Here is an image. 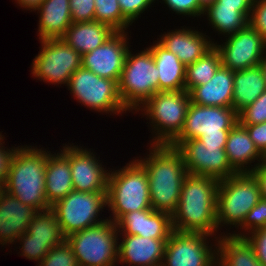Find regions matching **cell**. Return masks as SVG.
Segmentation results:
<instances>
[{"label":"cell","instance_id":"1","mask_svg":"<svg viewBox=\"0 0 266 266\" xmlns=\"http://www.w3.org/2000/svg\"><path fill=\"white\" fill-rule=\"evenodd\" d=\"M218 184L219 180L213 177L187 174L181 188L177 210L172 215L174 231L204 233L211 235L210 238L213 237L212 243L218 241Z\"/></svg>","mask_w":266,"mask_h":266},{"label":"cell","instance_id":"2","mask_svg":"<svg viewBox=\"0 0 266 266\" xmlns=\"http://www.w3.org/2000/svg\"><path fill=\"white\" fill-rule=\"evenodd\" d=\"M146 156L136 157L149 180L151 208L173 215L177 210L186 166L179 151L168 144H149ZM139 158V159H138Z\"/></svg>","mask_w":266,"mask_h":266},{"label":"cell","instance_id":"3","mask_svg":"<svg viewBox=\"0 0 266 266\" xmlns=\"http://www.w3.org/2000/svg\"><path fill=\"white\" fill-rule=\"evenodd\" d=\"M47 148L18 146L15 151L4 190L37 212L51 208L45 195Z\"/></svg>","mask_w":266,"mask_h":266},{"label":"cell","instance_id":"4","mask_svg":"<svg viewBox=\"0 0 266 266\" xmlns=\"http://www.w3.org/2000/svg\"><path fill=\"white\" fill-rule=\"evenodd\" d=\"M107 208L111 211L107 218L114 223L126 213L152 209L148 174L136 158L117 170L110 168Z\"/></svg>","mask_w":266,"mask_h":266},{"label":"cell","instance_id":"5","mask_svg":"<svg viewBox=\"0 0 266 266\" xmlns=\"http://www.w3.org/2000/svg\"><path fill=\"white\" fill-rule=\"evenodd\" d=\"M190 103L186 90L157 92L136 110L149 120L150 144L169 145L180 134Z\"/></svg>","mask_w":266,"mask_h":266},{"label":"cell","instance_id":"6","mask_svg":"<svg viewBox=\"0 0 266 266\" xmlns=\"http://www.w3.org/2000/svg\"><path fill=\"white\" fill-rule=\"evenodd\" d=\"M260 199L259 184L251 172L236 173L219 180L216 204L218 231L230 226L226 232L219 233L231 234L229 229L239 228L247 213Z\"/></svg>","mask_w":266,"mask_h":266},{"label":"cell","instance_id":"7","mask_svg":"<svg viewBox=\"0 0 266 266\" xmlns=\"http://www.w3.org/2000/svg\"><path fill=\"white\" fill-rule=\"evenodd\" d=\"M132 52L130 49L127 52L118 81V93L124 107L134 114L159 92V80L151 51L146 47L137 53Z\"/></svg>","mask_w":266,"mask_h":266},{"label":"cell","instance_id":"8","mask_svg":"<svg viewBox=\"0 0 266 266\" xmlns=\"http://www.w3.org/2000/svg\"><path fill=\"white\" fill-rule=\"evenodd\" d=\"M118 228L107 219L66 237L79 266H116L118 264Z\"/></svg>","mask_w":266,"mask_h":266},{"label":"cell","instance_id":"9","mask_svg":"<svg viewBox=\"0 0 266 266\" xmlns=\"http://www.w3.org/2000/svg\"><path fill=\"white\" fill-rule=\"evenodd\" d=\"M67 87L77 103L93 112L121 116L128 113L119 97L118 83L115 80L99 77L81 67L72 74Z\"/></svg>","mask_w":266,"mask_h":266},{"label":"cell","instance_id":"10","mask_svg":"<svg viewBox=\"0 0 266 266\" xmlns=\"http://www.w3.org/2000/svg\"><path fill=\"white\" fill-rule=\"evenodd\" d=\"M105 208H107V193L73 190L65 198L55 202L50 209L67 237L107 220L108 218L102 219L100 216Z\"/></svg>","mask_w":266,"mask_h":266},{"label":"cell","instance_id":"11","mask_svg":"<svg viewBox=\"0 0 266 266\" xmlns=\"http://www.w3.org/2000/svg\"><path fill=\"white\" fill-rule=\"evenodd\" d=\"M39 41L41 49L31 64L32 77L56 86H67L72 74L82 67V55L62 39Z\"/></svg>","mask_w":266,"mask_h":266},{"label":"cell","instance_id":"12","mask_svg":"<svg viewBox=\"0 0 266 266\" xmlns=\"http://www.w3.org/2000/svg\"><path fill=\"white\" fill-rule=\"evenodd\" d=\"M210 236L173 231L166 242L161 266H217L218 242L210 243Z\"/></svg>","mask_w":266,"mask_h":266},{"label":"cell","instance_id":"13","mask_svg":"<svg viewBox=\"0 0 266 266\" xmlns=\"http://www.w3.org/2000/svg\"><path fill=\"white\" fill-rule=\"evenodd\" d=\"M237 123L238 113L232 107L201 106L191 102L183 129L169 145L175 147L180 141L198 139L203 134H229Z\"/></svg>","mask_w":266,"mask_h":266},{"label":"cell","instance_id":"14","mask_svg":"<svg viewBox=\"0 0 266 266\" xmlns=\"http://www.w3.org/2000/svg\"><path fill=\"white\" fill-rule=\"evenodd\" d=\"M63 145L59 150L70 161L73 189L81 192L107 193L110 170L102 164L100 156L97 157L93 149L78 144Z\"/></svg>","mask_w":266,"mask_h":266},{"label":"cell","instance_id":"15","mask_svg":"<svg viewBox=\"0 0 266 266\" xmlns=\"http://www.w3.org/2000/svg\"><path fill=\"white\" fill-rule=\"evenodd\" d=\"M226 37L223 43L214 42L221 56V66L239 71L260 64L266 40L250 25Z\"/></svg>","mask_w":266,"mask_h":266},{"label":"cell","instance_id":"16","mask_svg":"<svg viewBox=\"0 0 266 266\" xmlns=\"http://www.w3.org/2000/svg\"><path fill=\"white\" fill-rule=\"evenodd\" d=\"M175 148L188 174L223 180L237 173L228 162L225 147H206L198 139H189L180 141Z\"/></svg>","mask_w":266,"mask_h":266},{"label":"cell","instance_id":"17","mask_svg":"<svg viewBox=\"0 0 266 266\" xmlns=\"http://www.w3.org/2000/svg\"><path fill=\"white\" fill-rule=\"evenodd\" d=\"M128 31L115 32L100 47L82 55V67L97 76L115 80L120 79L127 52L131 47Z\"/></svg>","mask_w":266,"mask_h":266},{"label":"cell","instance_id":"18","mask_svg":"<svg viewBox=\"0 0 266 266\" xmlns=\"http://www.w3.org/2000/svg\"><path fill=\"white\" fill-rule=\"evenodd\" d=\"M181 28L161 33L157 41L188 66L210 51L214 47V41L203 31L195 30V27Z\"/></svg>","mask_w":266,"mask_h":266},{"label":"cell","instance_id":"19","mask_svg":"<svg viewBox=\"0 0 266 266\" xmlns=\"http://www.w3.org/2000/svg\"><path fill=\"white\" fill-rule=\"evenodd\" d=\"M116 225L119 235H138L152 239H168L174 231L172 216L154 209L126 213Z\"/></svg>","mask_w":266,"mask_h":266},{"label":"cell","instance_id":"20","mask_svg":"<svg viewBox=\"0 0 266 266\" xmlns=\"http://www.w3.org/2000/svg\"><path fill=\"white\" fill-rule=\"evenodd\" d=\"M118 240L121 241H118V263L121 265H162L168 239H152L138 235H119Z\"/></svg>","mask_w":266,"mask_h":266},{"label":"cell","instance_id":"21","mask_svg":"<svg viewBox=\"0 0 266 266\" xmlns=\"http://www.w3.org/2000/svg\"><path fill=\"white\" fill-rule=\"evenodd\" d=\"M36 213L34 208L4 190L0 198V245H16Z\"/></svg>","mask_w":266,"mask_h":266},{"label":"cell","instance_id":"22","mask_svg":"<svg viewBox=\"0 0 266 266\" xmlns=\"http://www.w3.org/2000/svg\"><path fill=\"white\" fill-rule=\"evenodd\" d=\"M225 152L229 164L237 173L251 172L264 160L246 127L239 122L229 132Z\"/></svg>","mask_w":266,"mask_h":266},{"label":"cell","instance_id":"23","mask_svg":"<svg viewBox=\"0 0 266 266\" xmlns=\"http://www.w3.org/2000/svg\"><path fill=\"white\" fill-rule=\"evenodd\" d=\"M234 71L220 66L206 84L194 87L191 102L201 106L232 107Z\"/></svg>","mask_w":266,"mask_h":266},{"label":"cell","instance_id":"24","mask_svg":"<svg viewBox=\"0 0 266 266\" xmlns=\"http://www.w3.org/2000/svg\"><path fill=\"white\" fill-rule=\"evenodd\" d=\"M34 12L39 15V40L61 39L73 23L69 0H44Z\"/></svg>","mask_w":266,"mask_h":266},{"label":"cell","instance_id":"25","mask_svg":"<svg viewBox=\"0 0 266 266\" xmlns=\"http://www.w3.org/2000/svg\"><path fill=\"white\" fill-rule=\"evenodd\" d=\"M157 67L159 92L186 90V66L158 41L147 47Z\"/></svg>","mask_w":266,"mask_h":266},{"label":"cell","instance_id":"26","mask_svg":"<svg viewBox=\"0 0 266 266\" xmlns=\"http://www.w3.org/2000/svg\"><path fill=\"white\" fill-rule=\"evenodd\" d=\"M73 183L70 161L58 151L53 154L47 150V165L45 170V195L52 206L58 200L72 192Z\"/></svg>","mask_w":266,"mask_h":266},{"label":"cell","instance_id":"27","mask_svg":"<svg viewBox=\"0 0 266 266\" xmlns=\"http://www.w3.org/2000/svg\"><path fill=\"white\" fill-rule=\"evenodd\" d=\"M114 33L109 26L98 21L77 22L71 24L61 39L84 55L100 47Z\"/></svg>","mask_w":266,"mask_h":266},{"label":"cell","instance_id":"28","mask_svg":"<svg viewBox=\"0 0 266 266\" xmlns=\"http://www.w3.org/2000/svg\"><path fill=\"white\" fill-rule=\"evenodd\" d=\"M217 242V266H265L246 237L220 234Z\"/></svg>","mask_w":266,"mask_h":266},{"label":"cell","instance_id":"29","mask_svg":"<svg viewBox=\"0 0 266 266\" xmlns=\"http://www.w3.org/2000/svg\"><path fill=\"white\" fill-rule=\"evenodd\" d=\"M232 108L239 113L254 103L266 90V81L260 65L234 71Z\"/></svg>","mask_w":266,"mask_h":266},{"label":"cell","instance_id":"30","mask_svg":"<svg viewBox=\"0 0 266 266\" xmlns=\"http://www.w3.org/2000/svg\"><path fill=\"white\" fill-rule=\"evenodd\" d=\"M251 9L252 7H217L213 3L204 9L202 17L206 16L210 28L218 36L226 37L249 25Z\"/></svg>","mask_w":266,"mask_h":266},{"label":"cell","instance_id":"31","mask_svg":"<svg viewBox=\"0 0 266 266\" xmlns=\"http://www.w3.org/2000/svg\"><path fill=\"white\" fill-rule=\"evenodd\" d=\"M32 240L46 241L52 248L66 241L61 225L51 209L37 212L26 231Z\"/></svg>","mask_w":266,"mask_h":266},{"label":"cell","instance_id":"32","mask_svg":"<svg viewBox=\"0 0 266 266\" xmlns=\"http://www.w3.org/2000/svg\"><path fill=\"white\" fill-rule=\"evenodd\" d=\"M220 66L221 56L213 47L203 57L186 66V91L189 93L194 87L208 83Z\"/></svg>","mask_w":266,"mask_h":266},{"label":"cell","instance_id":"33","mask_svg":"<svg viewBox=\"0 0 266 266\" xmlns=\"http://www.w3.org/2000/svg\"><path fill=\"white\" fill-rule=\"evenodd\" d=\"M95 21L109 26L115 32H124L132 25L123 15L118 0H94Z\"/></svg>","mask_w":266,"mask_h":266},{"label":"cell","instance_id":"34","mask_svg":"<svg viewBox=\"0 0 266 266\" xmlns=\"http://www.w3.org/2000/svg\"><path fill=\"white\" fill-rule=\"evenodd\" d=\"M240 228L232 231V236L246 237L251 232L266 227V199L261 198L258 203L247 213Z\"/></svg>","mask_w":266,"mask_h":266},{"label":"cell","instance_id":"35","mask_svg":"<svg viewBox=\"0 0 266 266\" xmlns=\"http://www.w3.org/2000/svg\"><path fill=\"white\" fill-rule=\"evenodd\" d=\"M38 266H79L76 256L67 241L52 247Z\"/></svg>","mask_w":266,"mask_h":266},{"label":"cell","instance_id":"36","mask_svg":"<svg viewBox=\"0 0 266 266\" xmlns=\"http://www.w3.org/2000/svg\"><path fill=\"white\" fill-rule=\"evenodd\" d=\"M17 242L21 245V247L18 245L21 251L20 256L26 257L31 261L34 260L38 264L51 249L46 241L32 240V237L27 232L23 233L17 239Z\"/></svg>","mask_w":266,"mask_h":266},{"label":"cell","instance_id":"37","mask_svg":"<svg viewBox=\"0 0 266 266\" xmlns=\"http://www.w3.org/2000/svg\"><path fill=\"white\" fill-rule=\"evenodd\" d=\"M238 122L242 126L266 122V90L254 103L238 113Z\"/></svg>","mask_w":266,"mask_h":266},{"label":"cell","instance_id":"38","mask_svg":"<svg viewBox=\"0 0 266 266\" xmlns=\"http://www.w3.org/2000/svg\"><path fill=\"white\" fill-rule=\"evenodd\" d=\"M159 2V0H156ZM164 3L172 14L175 12L177 15L201 18L204 12V8L200 5L199 0H161L160 3Z\"/></svg>","mask_w":266,"mask_h":266},{"label":"cell","instance_id":"39","mask_svg":"<svg viewBox=\"0 0 266 266\" xmlns=\"http://www.w3.org/2000/svg\"><path fill=\"white\" fill-rule=\"evenodd\" d=\"M156 0H118L122 15L132 24L141 14L148 11Z\"/></svg>","mask_w":266,"mask_h":266},{"label":"cell","instance_id":"40","mask_svg":"<svg viewBox=\"0 0 266 266\" xmlns=\"http://www.w3.org/2000/svg\"><path fill=\"white\" fill-rule=\"evenodd\" d=\"M72 22L95 21L94 0H69Z\"/></svg>","mask_w":266,"mask_h":266},{"label":"cell","instance_id":"41","mask_svg":"<svg viewBox=\"0 0 266 266\" xmlns=\"http://www.w3.org/2000/svg\"><path fill=\"white\" fill-rule=\"evenodd\" d=\"M249 25L266 40V0L252 4Z\"/></svg>","mask_w":266,"mask_h":266},{"label":"cell","instance_id":"42","mask_svg":"<svg viewBox=\"0 0 266 266\" xmlns=\"http://www.w3.org/2000/svg\"><path fill=\"white\" fill-rule=\"evenodd\" d=\"M246 239L254 247L258 261L266 266V227L251 232Z\"/></svg>","mask_w":266,"mask_h":266},{"label":"cell","instance_id":"43","mask_svg":"<svg viewBox=\"0 0 266 266\" xmlns=\"http://www.w3.org/2000/svg\"><path fill=\"white\" fill-rule=\"evenodd\" d=\"M4 139L5 136L1 135L0 136V184L1 185H4L5 183V180L10 170L13 155L18 148V146L17 147L12 146L13 148L12 147L7 148V146L5 147Z\"/></svg>","mask_w":266,"mask_h":266},{"label":"cell","instance_id":"44","mask_svg":"<svg viewBox=\"0 0 266 266\" xmlns=\"http://www.w3.org/2000/svg\"><path fill=\"white\" fill-rule=\"evenodd\" d=\"M245 127L256 148L264 156L266 154V122L245 125Z\"/></svg>","mask_w":266,"mask_h":266},{"label":"cell","instance_id":"45","mask_svg":"<svg viewBox=\"0 0 266 266\" xmlns=\"http://www.w3.org/2000/svg\"><path fill=\"white\" fill-rule=\"evenodd\" d=\"M229 134L201 135L198 140L206 147H225Z\"/></svg>","mask_w":266,"mask_h":266},{"label":"cell","instance_id":"46","mask_svg":"<svg viewBox=\"0 0 266 266\" xmlns=\"http://www.w3.org/2000/svg\"><path fill=\"white\" fill-rule=\"evenodd\" d=\"M251 173L259 184L261 198L266 199V160H263Z\"/></svg>","mask_w":266,"mask_h":266},{"label":"cell","instance_id":"47","mask_svg":"<svg viewBox=\"0 0 266 266\" xmlns=\"http://www.w3.org/2000/svg\"><path fill=\"white\" fill-rule=\"evenodd\" d=\"M217 7H252L249 0H216Z\"/></svg>","mask_w":266,"mask_h":266},{"label":"cell","instance_id":"48","mask_svg":"<svg viewBox=\"0 0 266 266\" xmlns=\"http://www.w3.org/2000/svg\"><path fill=\"white\" fill-rule=\"evenodd\" d=\"M23 10L34 12L44 0H14Z\"/></svg>","mask_w":266,"mask_h":266},{"label":"cell","instance_id":"49","mask_svg":"<svg viewBox=\"0 0 266 266\" xmlns=\"http://www.w3.org/2000/svg\"><path fill=\"white\" fill-rule=\"evenodd\" d=\"M259 65L262 68V71H263V74H264V78H265V81H266V46H265L264 54L262 56V59H261V62H260Z\"/></svg>","mask_w":266,"mask_h":266},{"label":"cell","instance_id":"50","mask_svg":"<svg viewBox=\"0 0 266 266\" xmlns=\"http://www.w3.org/2000/svg\"><path fill=\"white\" fill-rule=\"evenodd\" d=\"M216 0H199L200 5L205 9L210 4H213Z\"/></svg>","mask_w":266,"mask_h":266},{"label":"cell","instance_id":"51","mask_svg":"<svg viewBox=\"0 0 266 266\" xmlns=\"http://www.w3.org/2000/svg\"><path fill=\"white\" fill-rule=\"evenodd\" d=\"M3 191H4V186L0 184V198Z\"/></svg>","mask_w":266,"mask_h":266},{"label":"cell","instance_id":"52","mask_svg":"<svg viewBox=\"0 0 266 266\" xmlns=\"http://www.w3.org/2000/svg\"><path fill=\"white\" fill-rule=\"evenodd\" d=\"M251 4H254V3H257V2H260L261 0H249Z\"/></svg>","mask_w":266,"mask_h":266}]
</instances>
